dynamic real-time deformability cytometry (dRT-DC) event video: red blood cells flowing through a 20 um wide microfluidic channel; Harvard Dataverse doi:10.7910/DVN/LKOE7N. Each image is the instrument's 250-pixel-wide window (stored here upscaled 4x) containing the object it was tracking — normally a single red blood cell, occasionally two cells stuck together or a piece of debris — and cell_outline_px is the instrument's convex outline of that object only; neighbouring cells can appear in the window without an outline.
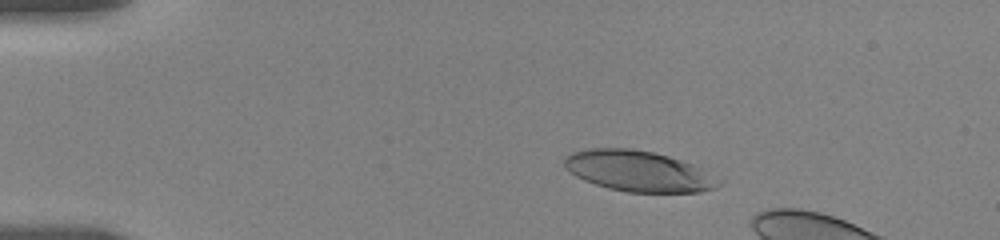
{"species": "human", "species_latin": "Homo sapiens", "temperature_condition": "room temperature", "stored_images_in_passage": 26, "camera_frame_rate_fps": 3000, "um_per_image_px": 0.085, "donor": {"sex": "female"}, "frame": {"image": 1, "passage_image": 16, "time_ms": 3.333, "image_size_px": [1000, 240], "cell_outline_px": [[724, 180], [716, 188], [700, 192], [628, 192], [608, 188], [584, 180], [576, 176], [564, 168], [564, 156], [572, 152], [588, 148], [632, 148], [652, 152], [668, 156], [692, 164]], "centroid_in_image_um": [54.27, 14.54], "position_along_channel_um": 30.7, "area_um2": 36.76}}